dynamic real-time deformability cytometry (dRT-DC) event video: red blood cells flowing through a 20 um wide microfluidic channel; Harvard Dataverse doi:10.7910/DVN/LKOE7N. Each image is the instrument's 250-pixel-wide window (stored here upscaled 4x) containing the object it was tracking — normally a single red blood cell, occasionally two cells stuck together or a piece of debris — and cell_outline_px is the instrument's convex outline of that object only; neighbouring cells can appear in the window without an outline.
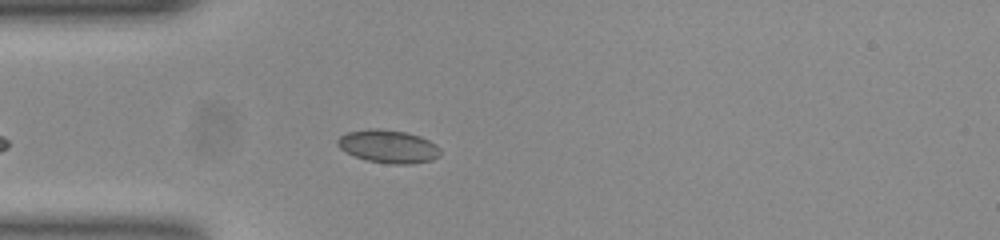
{"species": "common noctule bat (a hibernating species)", "species_latin": "Nyctalus noctula", "temperature_condition": "room temperature", "stored_images_in_passage": 31, "camera_frame_rate_fps": 3000, "um_per_image_px": 0.085, "animal": {"sex": "female", "body_mass_g": 23.0, "forearm_length_mm": 53.4}, "frame": {"image": 1, "passage_image": 4, "time_ms": 1.0, "image_size_px": [1000, 240], "cell_outline_px": [[440, 156], [432, 160], [412, 164], [392, 164], [368, 160], [356, 156], [340, 148], [336, 144], [336, 140], [340, 136], [348, 132], [368, 128], [376, 128], [404, 132], [420, 136], [436, 144], [440, 148]], "centroid_in_image_um": [33.02, 12.44], "position_along_channel_um": 52.0, "area_um2": 19.71}}
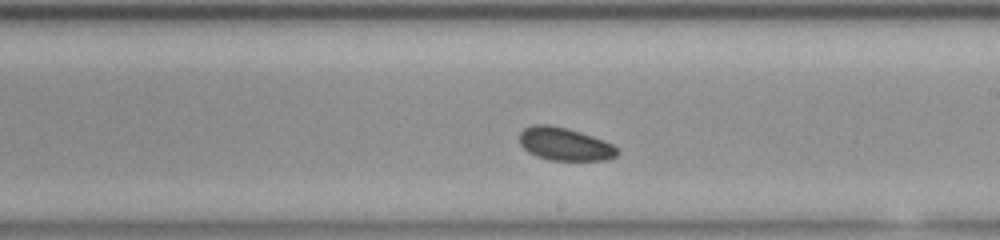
{"frame": {"image": 2, "passage_image": 16, "time_ms": 5.0, "image_size_px": [1000, 240], "cell_outline_px": [[620, 152], [616, 156], [608, 160], [548, 160], [536, 156], [528, 152], [520, 144], [520, 132], [524, 128], [532, 124], [548, 124], [580, 132], [592, 136], [612, 144]], "centroid_in_image_um": [47.98, 12.25], "position_along_channel_um": 241.0, "area_um2": 18.73}}
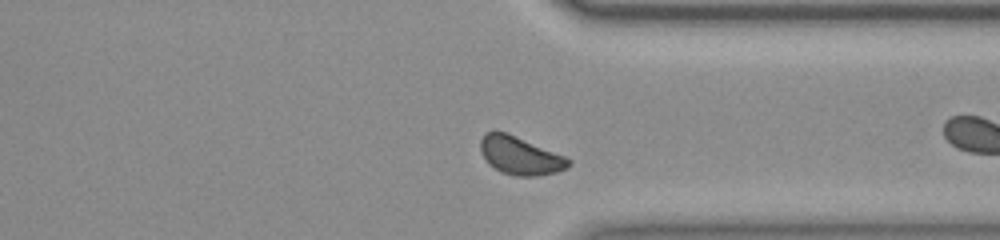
{"frame": {"image": 3, "passage_image": 26, "time_ms": 8.333, "image_size_px": [1000, 240], "cell_outline_px": [[572, 164], [568, 168], [556, 172], [536, 176], [516, 176], [500, 172], [488, 164], [480, 152], [480, 140], [484, 132], [508, 132], [564, 156], [572, 160]], "centroid_in_image_um": [44.2, 13.23], "position_along_channel_um": 367.2, "area_um2": 19.71}, "authors_computed_cell_mechanics": {"area_um2": 18.9584, "velocity_mm_per_s": 3.8015, "shape_relaxation_time_tau1_ms": null, "shape_relaxation_time_tau2_ms": 2.907, "deformation_change_tau1": null, "deformation_change_tau2": 0.0617}}